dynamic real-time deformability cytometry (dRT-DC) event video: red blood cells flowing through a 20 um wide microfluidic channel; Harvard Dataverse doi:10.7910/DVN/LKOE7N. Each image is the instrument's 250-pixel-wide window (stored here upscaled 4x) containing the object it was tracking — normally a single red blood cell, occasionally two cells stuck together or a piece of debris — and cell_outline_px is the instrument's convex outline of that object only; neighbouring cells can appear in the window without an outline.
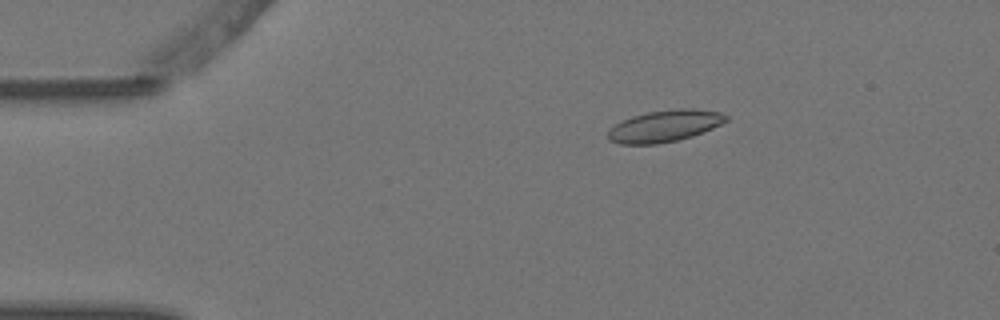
{"species": "Egyptian fruit bat (a non-hibernating species)", "species_latin": "Rousettus aegyptiacus", "temperature_condition": "warm", "stored_images_in_passage": 8, "camera_frame_rate_fps": 3000, "um_per_image_px": 0.085, "animal": {"sex": "female"}, "frame": {"image": 1, "passage_image": 1, "time_ms": 0.0, "image_size_px": [1000, 320], "cell_outline_px": [[728, 120], [712, 128], [692, 136], [676, 140], [656, 144], [620, 144], [608, 140], [608, 128], [632, 116], [648, 112], [680, 108], [692, 108], [720, 112], [728, 116]], "centroid_in_image_um": [56.48, 10.71], "position_along_channel_um": 28.5, "area_um2": 21.68}}
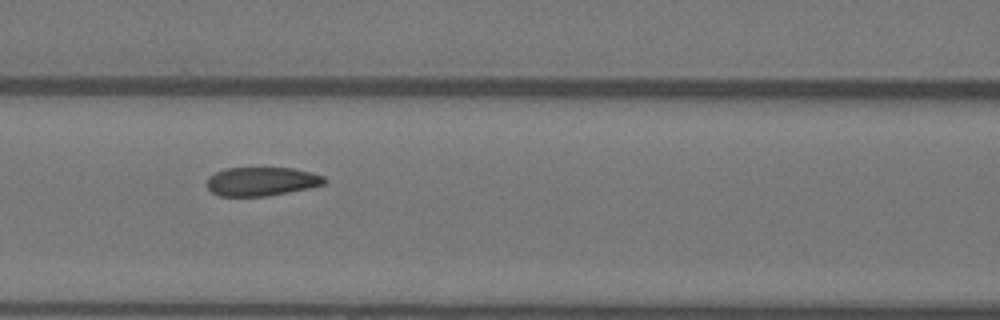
{"frame": {"image": 2, "passage_image": 5, "time_ms": 1.333, "image_size_px": [1000, 320], "cell_outline_px": [[328, 180], [324, 184], [308, 188], [268, 196], [220, 196], [212, 192], [208, 188], [208, 176], [216, 172], [228, 168], [292, 168], [312, 172], [324, 176]], "centroid_in_image_um": [22.26, 15.42], "position_along_channel_um": 144.3, "area_um2": 19.65}}
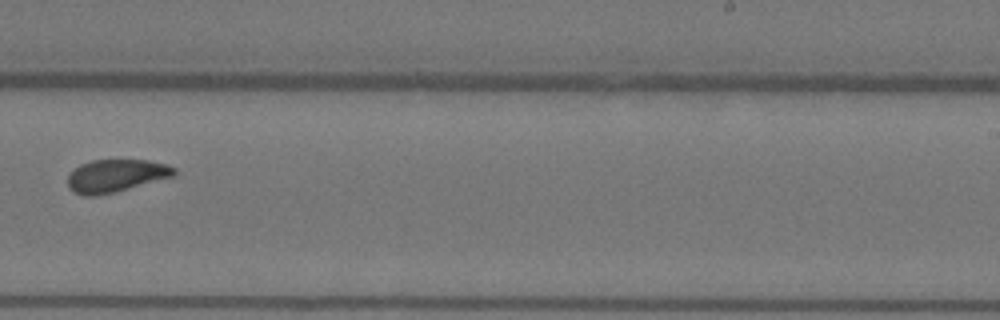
{"frame": {"image": 3, "passage_image": 8, "time_ms": 2.333, "image_size_px": [1000, 320], "cell_outline_px": [[176, 172], [172, 176], [116, 192], [96, 196], [84, 196], [68, 188], [68, 172], [80, 164], [92, 160], [148, 160], [168, 164], [176, 168]], "centroid_in_image_um": [9.82, 14.93], "position_along_channel_um": 279.2, "area_um2": 20.35}}